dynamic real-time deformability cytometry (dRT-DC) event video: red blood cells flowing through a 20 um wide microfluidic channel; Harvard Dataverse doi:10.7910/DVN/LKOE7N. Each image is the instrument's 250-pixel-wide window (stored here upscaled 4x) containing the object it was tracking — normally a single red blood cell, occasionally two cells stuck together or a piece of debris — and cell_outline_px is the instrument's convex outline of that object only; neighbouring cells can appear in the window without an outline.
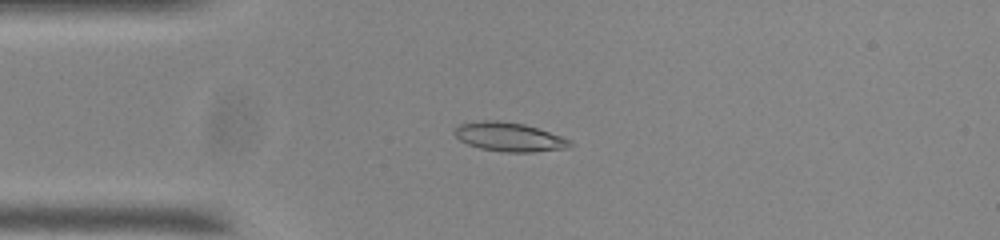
{"species": "common noctule bat (a hibernating species)", "species_latin": "Nyctalus noctula", "temperature_condition": "room temperature", "stored_images_in_passage": 54, "camera_frame_rate_fps": 3000, "um_per_image_px": 0.085, "animal": {"sex": "male", "body_mass_g": 20.0, "forearm_length_mm": 53.3}, "frame": {"image": 1, "passage_image": 13, "time_ms": 4.0, "image_size_px": [1000, 240], "cell_outline_px": [[572, 144], [568, 148], [532, 152], [504, 152], [480, 148], [468, 144], [460, 140], [452, 132], [460, 124], [484, 120], [496, 120], [524, 124], [572, 140]], "centroid_in_image_um": [43.27, 11.64], "position_along_channel_um": 41.7, "area_um2": 19.31}}
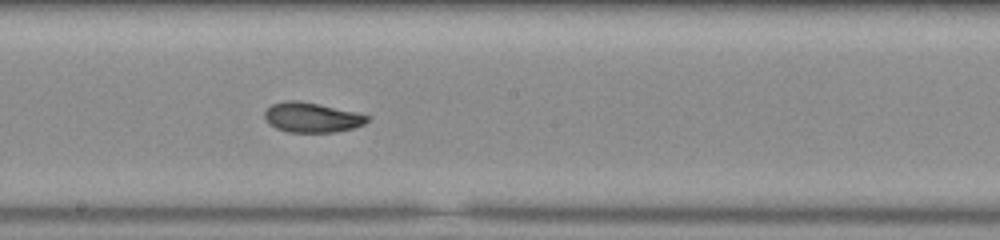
{"frame": {"image": 2, "passage_image": 29, "time_ms": 9.333, "image_size_px": [1000, 240], "cell_outline_px": [[372, 116], [364, 124], [352, 128], [332, 132], [288, 132], [276, 128], [268, 124], [264, 120], [264, 112], [272, 104], [284, 100], [300, 100], [356, 112]], "centroid_in_image_um": [26.47, 9.97], "position_along_channel_um": 221.7, "area_um2": 17.98}}
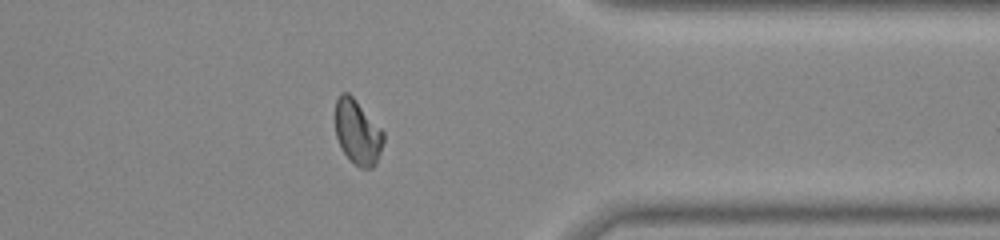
{"frame": {"image": 3, "passage_image": 43, "time_ms": 14.0, "image_size_px": [1000, 240], "cell_outline_px": [[384, 140], [380, 152], [372, 168], [360, 168], [340, 148], [336, 136], [332, 116], [336, 100], [340, 92], [348, 92], [356, 100], [384, 132]], "centroid_in_image_um": [30.33, 11.18], "position_along_channel_um": 381.1, "area_um2": 18.38}, "authors_computed_cell_mechanics": {"area_um2": 18.2937, "velocity_mm_per_s": 3.7183, "shape_relaxation_time_tau1_ms": 4.9781, "shape_relaxation_time_tau2_ms": 1.6471, "deformation_change_tau1": 0.1755, "deformation_change_tau2": 0.0659}}